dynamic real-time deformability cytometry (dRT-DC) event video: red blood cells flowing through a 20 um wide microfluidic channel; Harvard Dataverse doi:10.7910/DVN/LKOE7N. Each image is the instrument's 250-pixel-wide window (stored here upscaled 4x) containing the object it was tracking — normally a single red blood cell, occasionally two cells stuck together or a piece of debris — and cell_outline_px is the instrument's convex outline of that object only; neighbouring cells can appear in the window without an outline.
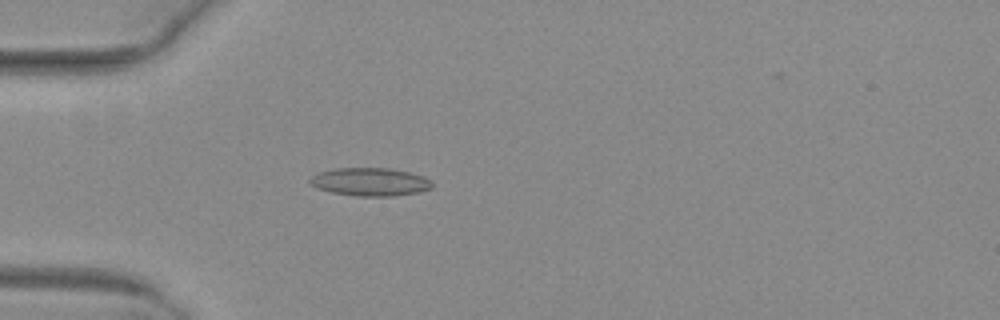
{"species": "common noctule bat (a hibernating species)", "species_latin": "Nyctalus noctula", "temperature_condition": "warm", "stored_images_in_passage": 6, "camera_frame_rate_fps": 3000, "um_per_image_px": 0.085, "animal": {"sex": "female", "body_mass_g": 29.2, "forearm_length_mm": 56.3}, "frame": {"image": 1, "passage_image": 3, "time_ms": 0.667, "image_size_px": [1000, 320], "cell_outline_px": [[432, 188], [420, 192], [392, 196], [356, 196], [332, 192], [316, 188], [308, 184], [308, 180], [312, 176], [320, 172], [336, 168], [388, 168], [408, 172], [424, 176], [432, 180]], "centroid_in_image_um": [31.46, 15.46], "position_along_channel_um": 53.5, "area_um2": 20.11}}